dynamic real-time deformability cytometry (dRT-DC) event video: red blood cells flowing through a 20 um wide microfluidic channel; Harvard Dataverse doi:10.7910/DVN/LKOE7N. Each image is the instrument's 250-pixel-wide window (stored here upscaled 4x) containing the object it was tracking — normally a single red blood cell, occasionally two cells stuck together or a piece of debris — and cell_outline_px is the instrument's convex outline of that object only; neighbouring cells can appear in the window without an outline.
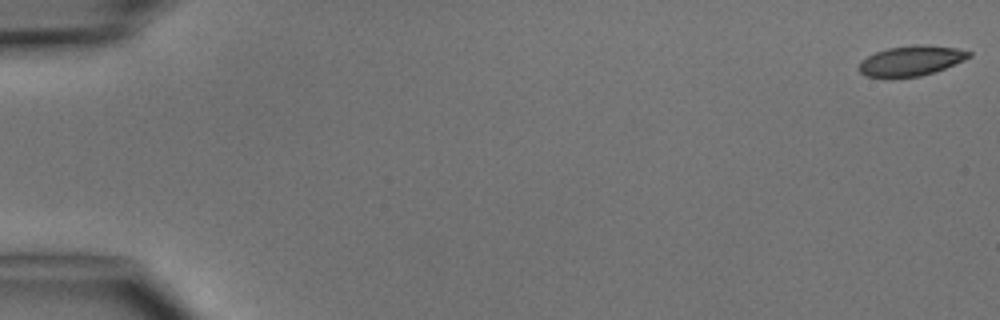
{"species": "common noctule bat (a hibernating species)", "species_latin": "Nyctalus noctula", "temperature_condition": "cold", "stored_images_in_passage": 6, "segment_of_instrument_passage": [1, 2], "camera_frame_rate_fps": 3000, "um_per_image_px": 0.085, "animal": {"sex": "male", "body_mass_g": 15.6}, "frame": {"image": 1, "passage_image": 1, "time_ms": 0.0, "image_size_px": [1000, 320], "cell_outline_px": [[972, 56], [964, 60], [936, 72], [920, 76], [888, 80], [868, 76], [860, 72], [856, 68], [860, 60], [876, 52], [888, 48], [916, 44], [928, 44], [956, 48], [972, 52]], "centroid_in_image_um": [77.41, 5.19], "position_along_channel_um": 7.6, "area_um2": 20.0}}
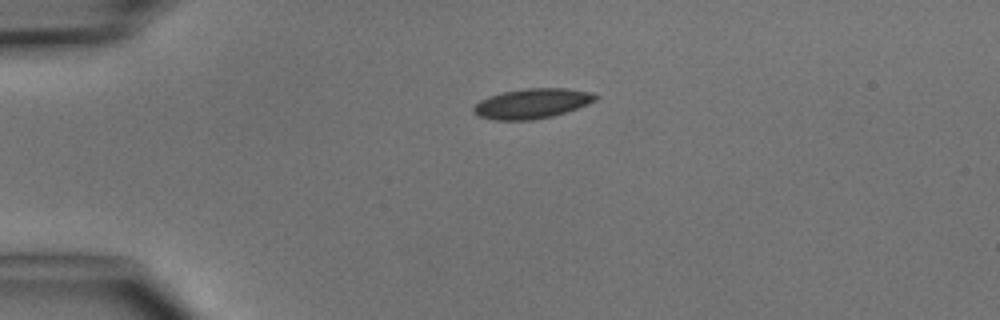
{"frame": {"image": 2, "passage_image": 4, "time_ms": 3.667, "image_size_px": [1000, 320], "cell_outline_px": [[600, 96], [596, 100], [588, 104], [552, 116], [532, 120], [492, 120], [476, 116], [472, 112], [472, 108], [480, 100], [488, 96], [504, 92], [528, 88], [568, 88], [592, 92]], "centroid_in_image_um": [45.2, 8.8], "position_along_channel_um": 39.8, "area_um2": 21.39}}